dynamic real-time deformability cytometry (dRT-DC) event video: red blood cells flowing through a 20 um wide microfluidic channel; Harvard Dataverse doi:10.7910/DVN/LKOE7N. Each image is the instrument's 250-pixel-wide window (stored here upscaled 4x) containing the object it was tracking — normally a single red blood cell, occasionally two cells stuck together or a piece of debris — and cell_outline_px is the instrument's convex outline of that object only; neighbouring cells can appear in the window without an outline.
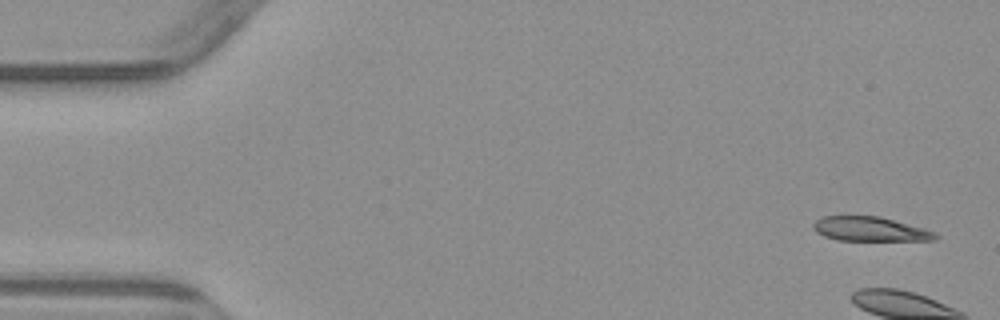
{"species": "common noctule bat (a hibernating species)", "species_latin": "Nyctalus noctula", "temperature_condition": "warm", "stored_images_in_passage": 5, "camera_frame_rate_fps": 3000, "um_per_image_px": 0.085, "animal": {"sex": "male", "body_mass_g": 23.1, "forearm_length_mm": 52.7}, "frame": {"image": 1, "passage_image": 1, "time_ms": 0.0, "image_size_px": [1000, 320], "cell_outline_px": [[940, 236], [936, 240], [836, 240], [824, 236], [816, 232], [812, 228], [812, 224], [820, 216], [880, 216], [924, 228], [936, 232]], "centroid_in_image_um": [73.95, 19.46], "position_along_channel_um": 11.1, "area_um2": 17.46}}
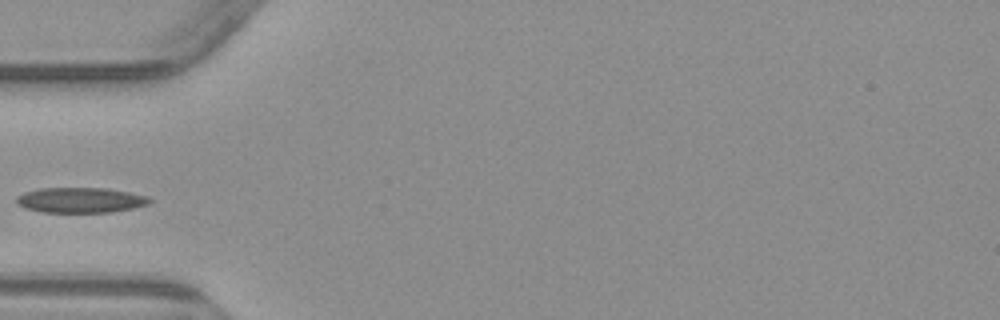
{"frame": {"image": 2, "passage_image": 5, "time_ms": 5.667, "image_size_px": [1000, 320], "cell_outline_px": [[152, 200], [148, 204], [132, 208], [112, 212], [40, 212], [24, 208], [16, 204], [16, 196], [24, 192], [40, 188], [108, 188], [148, 196]], "centroid_in_image_um": [6.8, 17.01], "position_along_channel_um": 78.2, "area_um2": 19.71}}